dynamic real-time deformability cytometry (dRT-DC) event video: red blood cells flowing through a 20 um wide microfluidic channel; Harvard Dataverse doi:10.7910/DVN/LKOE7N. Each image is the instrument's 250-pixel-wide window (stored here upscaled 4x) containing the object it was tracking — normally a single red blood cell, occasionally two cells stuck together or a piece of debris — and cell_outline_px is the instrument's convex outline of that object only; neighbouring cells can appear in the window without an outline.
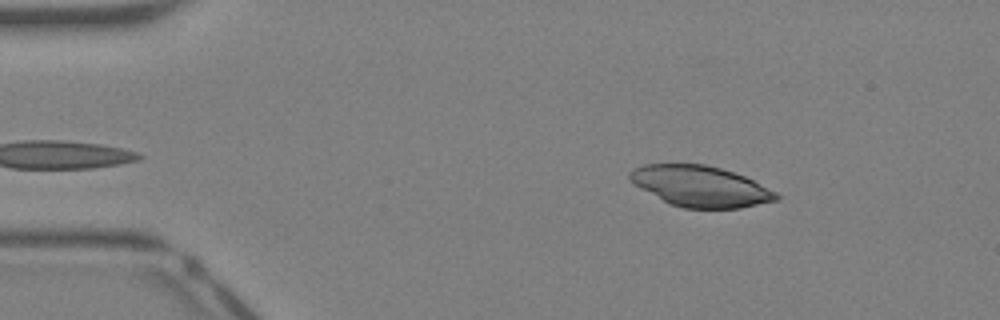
{"species": "Egyptian fruit bat (a non-hibernating species)", "species_latin": "Rousettus aegyptiacus", "temperature_condition": "warm", "stored_images_in_passage": 37, "camera_frame_rate_fps": 3000, "um_per_image_px": 0.085, "animal": {"sex": "female"}, "frame": {"image": 1, "passage_image": 3, "time_ms": 0.667, "image_size_px": [1000, 320], "cell_outline_px": [[780, 200], [740, 208], [684, 208], [668, 204], [636, 184], [628, 176], [628, 172], [632, 168], [644, 164], [704, 164], [720, 168], [744, 176], [776, 192], [780, 196]], "centroid_in_image_um": [59.54, 15.84], "position_along_channel_um": 25.5, "area_um2": 34.62}}